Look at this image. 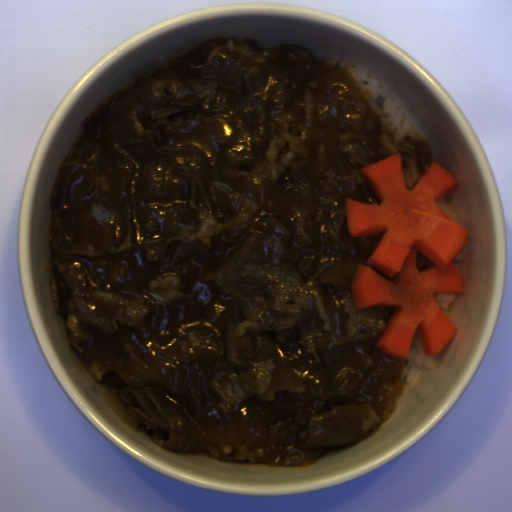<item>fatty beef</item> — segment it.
<instances>
[{"label": "fatty beef", "mask_w": 512, "mask_h": 512, "mask_svg": "<svg viewBox=\"0 0 512 512\" xmlns=\"http://www.w3.org/2000/svg\"><path fill=\"white\" fill-rule=\"evenodd\" d=\"M337 68L299 46L210 40L132 83L88 116L63 158L51 206L54 310L86 372L166 450L287 466L316 462L385 422L404 359L376 345L395 307L357 309L351 286L386 233L350 234L346 199L380 206L360 169L400 154L406 189L433 163L394 143L359 90H317ZM245 169L296 197L281 218L228 184ZM111 228L106 251L76 212ZM103 333L135 358L190 372L187 394L125 385L91 357ZM268 336L280 358L324 377L270 389L272 359L241 341Z\"/></svg>", "instance_id": "1"}, {"label": "fatty beef", "mask_w": 512, "mask_h": 512, "mask_svg": "<svg viewBox=\"0 0 512 512\" xmlns=\"http://www.w3.org/2000/svg\"><path fill=\"white\" fill-rule=\"evenodd\" d=\"M416 263H417V268H418L419 272L429 270L432 268H436L435 263L432 262L429 258H427L421 252H417Z\"/></svg>", "instance_id": "2"}]
</instances>
